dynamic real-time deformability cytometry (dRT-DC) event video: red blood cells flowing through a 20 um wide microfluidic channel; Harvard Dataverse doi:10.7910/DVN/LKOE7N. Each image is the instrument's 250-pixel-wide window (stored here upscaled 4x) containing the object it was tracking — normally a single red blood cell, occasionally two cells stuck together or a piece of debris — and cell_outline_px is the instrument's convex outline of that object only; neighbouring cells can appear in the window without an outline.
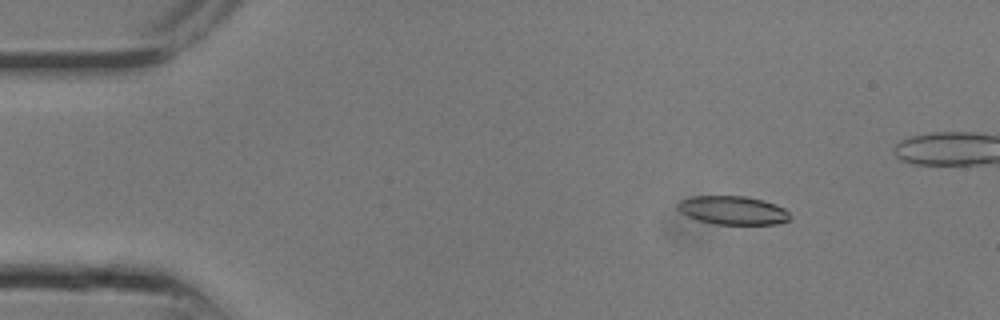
{"species": "common noctule bat (a hibernating species)", "species_latin": "Nyctalus noctula", "temperature_condition": "room temperature", "stored_images_in_passage": 8, "camera_frame_rate_fps": 3000, "um_per_image_px": 0.085, "animal": {"sex": "male", "body_mass_g": 13.3}, "frame": {"image": 1, "passage_image": 3, "time_ms": 0.667, "image_size_px": [1000, 320], "cell_outline_px": [[792, 220], [780, 224], [716, 224], [696, 220], [680, 212], [676, 208], [676, 204], [680, 200], [692, 196], [744, 196], [764, 200], [776, 204], [784, 208], [792, 216]], "centroid_in_image_um": [62.31, 17.88], "position_along_channel_um": 22.7, "area_um2": 19.02}}